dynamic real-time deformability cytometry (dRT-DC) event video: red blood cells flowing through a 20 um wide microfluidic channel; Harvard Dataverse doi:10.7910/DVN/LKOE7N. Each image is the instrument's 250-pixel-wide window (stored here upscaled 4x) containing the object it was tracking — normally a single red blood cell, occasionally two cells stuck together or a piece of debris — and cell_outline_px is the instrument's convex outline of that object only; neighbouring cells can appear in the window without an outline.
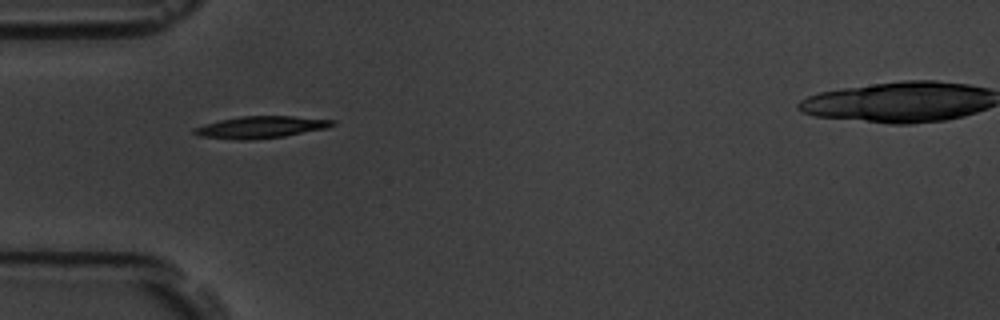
{"species": "common noctule bat (a hibernating species)", "species_latin": "Nyctalus noctula", "temperature_condition": "room temperature", "stored_images_in_passage": 2, "camera_frame_rate_fps": 3000, "um_per_image_px": 0.085, "animal": {"sex": "male", "body_mass_g": 19.5, "forearm_length_mm": 54.6}, "frame": {"image": 1, "passage_image": 1, "time_ms": 0.0, "image_size_px": [1000, 320], "cell_outline_px": [[336, 124], [328, 128], [284, 136], [248, 140], [236, 140], [200, 136], [192, 132], [192, 128], [204, 124], [220, 120], [240, 116], [292, 116], [336, 120]], "centroid_in_image_um": [22.17, 10.81], "position_along_channel_um": 62.8, "area_um2": 17.74}}
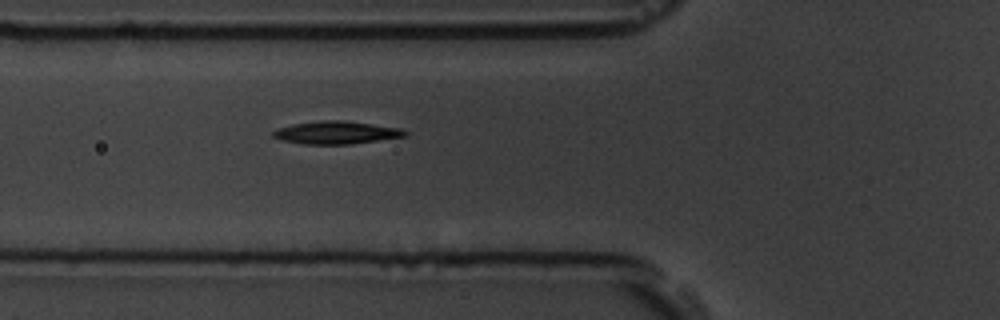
{"frame": {"image": 2, "passage_image": 2, "time_ms": 1.0, "image_size_px": [1000, 320], "cell_outline_px": [[408, 136], [348, 144], [304, 144], [280, 140], [272, 136], [272, 132], [276, 128], [292, 124], [320, 120], [344, 120], [404, 128], [408, 132]], "centroid_in_image_um": [28.59, 11.26], "position_along_channel_um": 97.2, "area_um2": 17.74}}